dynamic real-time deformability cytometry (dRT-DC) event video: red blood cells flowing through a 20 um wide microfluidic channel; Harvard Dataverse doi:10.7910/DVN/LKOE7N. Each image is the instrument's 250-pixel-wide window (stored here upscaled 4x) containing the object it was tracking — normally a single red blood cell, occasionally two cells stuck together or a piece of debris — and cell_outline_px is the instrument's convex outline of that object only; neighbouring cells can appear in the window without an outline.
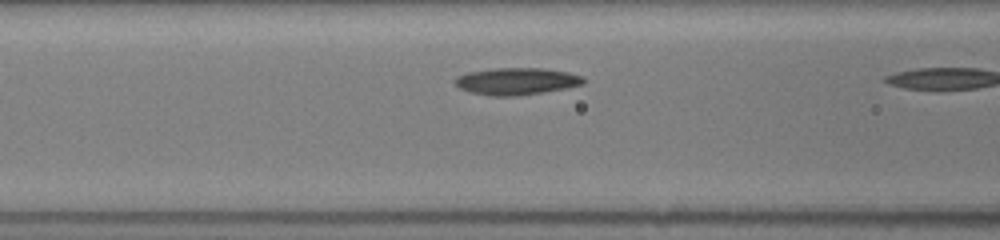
{"species": "common noctule bat (a hibernating species)", "species_latin": "Nyctalus noctula", "temperature_condition": "room temperature", "stored_images_in_passage": 7, "camera_frame_rate_fps": 3000, "um_per_image_px": 0.085, "animal": {"sex": "female", "body_mass_g": 19.5, "forearm_length_mm": 54.1}, "frame": {"image": 1, "passage_image": 6, "time_ms": 1.667, "image_size_px": [1000, 240], "cell_outline_px": [[588, 80], [584, 84], [544, 92], [516, 96], [488, 96], [468, 92], [460, 88], [452, 80], [456, 76], [468, 72], [496, 68], [544, 68], [568, 72], [584, 76]], "centroid_in_image_um": [43.91, 6.91], "position_along_channel_um": 122.7, "area_um2": 20.52}}